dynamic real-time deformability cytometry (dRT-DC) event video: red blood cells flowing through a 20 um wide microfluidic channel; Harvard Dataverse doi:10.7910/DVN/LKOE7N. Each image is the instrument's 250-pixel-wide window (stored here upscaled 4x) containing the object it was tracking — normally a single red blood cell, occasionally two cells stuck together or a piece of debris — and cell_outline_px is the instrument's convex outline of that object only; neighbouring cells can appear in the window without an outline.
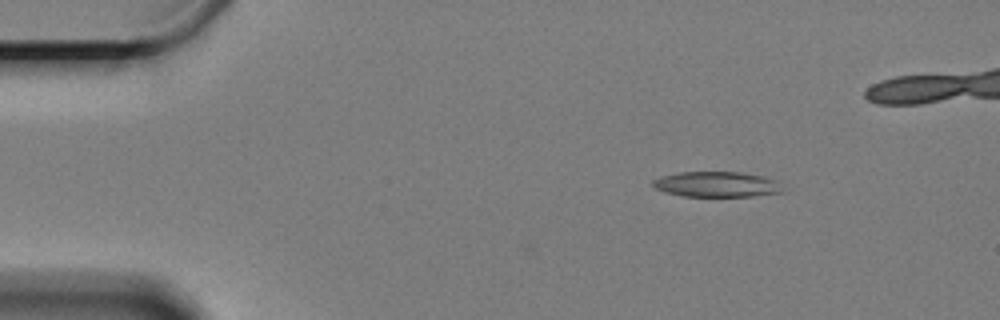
{"species": "Egyptian fruit bat (a non-hibernating species)", "species_latin": "Rousettus aegyptiacus", "temperature_condition": "cold", "stored_images_in_passage": 46, "camera_frame_rate_fps": 3000, "um_per_image_px": 0.085, "animal": {"sex": "female"}, "frame": {"image": 1, "passage_image": 1, "time_ms": 0.0, "image_size_px": [1000, 320], "cell_outline_px": [[780, 192], [752, 196], [684, 196], [668, 192], [656, 188], [652, 184], [652, 180], [660, 176], [676, 172], [744, 172], [764, 176], [776, 180]], "centroid_in_image_um": [60.87, 15.65], "position_along_channel_um": 24.1, "area_um2": 18.96}}
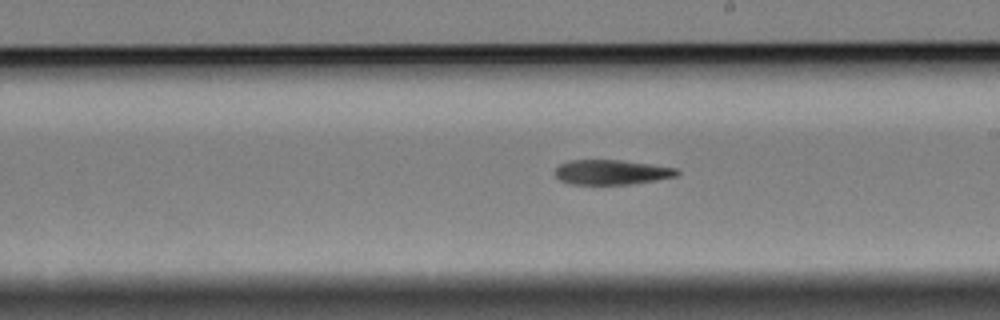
{"frame": {"image": 2, "passage_image": 27, "time_ms": 8.667, "image_size_px": [1000, 320], "cell_outline_px": [[680, 172], [676, 176], [656, 180], [632, 184], [568, 184], [560, 180], [556, 176], [556, 168], [560, 164], [568, 160], [624, 160], [652, 164], [676, 168]], "centroid_in_image_um": [51.99, 14.63], "position_along_channel_um": 237.0, "area_um2": 17.69}}
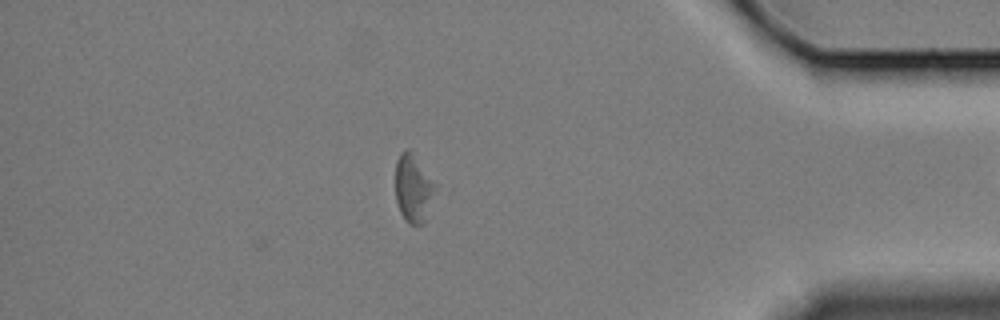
{"frame": {"image": 3, "passage_image": 45, "time_ms": 14.667, "image_size_px": [1000, 320], "cell_outline_px": [[436, 184], [424, 224], [408, 224], [400, 212], [396, 200], [396, 160], [400, 152], [408, 148], [412, 152]], "centroid_in_image_um": [35.11, 16.0], "position_along_channel_um": 400.1, "area_um2": 15.49}}